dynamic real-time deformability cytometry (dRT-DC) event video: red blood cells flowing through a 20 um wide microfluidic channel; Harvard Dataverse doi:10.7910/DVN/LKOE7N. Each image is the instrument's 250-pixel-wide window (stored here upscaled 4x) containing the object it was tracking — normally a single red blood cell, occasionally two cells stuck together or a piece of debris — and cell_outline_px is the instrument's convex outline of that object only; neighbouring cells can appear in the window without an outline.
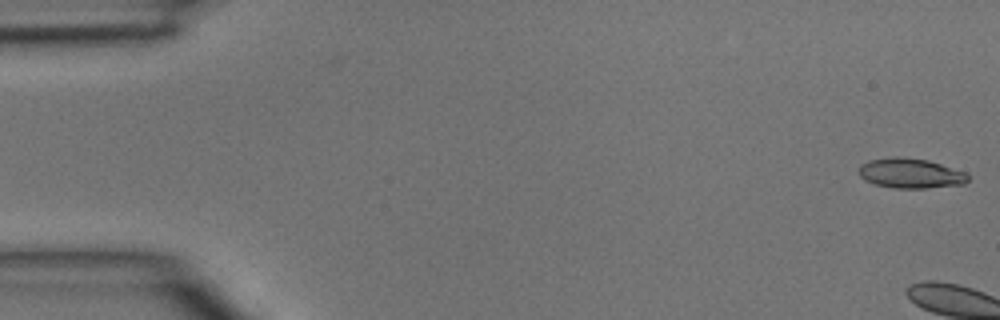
{"species": "common noctule bat (a hibernating species)", "species_latin": "Nyctalus noctula", "temperature_condition": "room temperature", "stored_images_in_passage": 4, "camera_frame_rate_fps": 3000, "um_per_image_px": 0.085, "animal": {"sex": "male", "body_mass_g": 15.6}, "frame": {"image": 1, "passage_image": 1, "time_ms": 0.0, "image_size_px": [1000, 320], "cell_outline_px": [[968, 180], [964, 184], [924, 188], [892, 188], [876, 184], [864, 180], [856, 172], [860, 164], [868, 160], [892, 156], [896, 156], [928, 160], [968, 172]], "centroid_in_image_um": [77.36, 14.72], "position_along_channel_um": 7.6, "area_um2": 19.31}}